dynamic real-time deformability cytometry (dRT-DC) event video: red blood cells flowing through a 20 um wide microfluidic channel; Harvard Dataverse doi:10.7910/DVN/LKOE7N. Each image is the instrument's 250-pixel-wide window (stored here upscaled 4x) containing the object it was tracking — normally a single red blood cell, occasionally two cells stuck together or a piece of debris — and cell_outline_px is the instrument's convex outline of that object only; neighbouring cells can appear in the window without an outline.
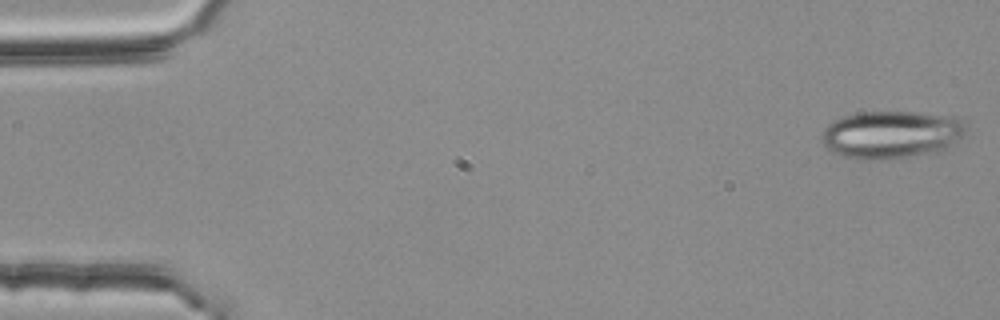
{"species": "common noctule bat (a hibernating species)", "species_latin": "Nyctalus noctula", "temperature_condition": "room temperature", "stored_images_in_passage": 53, "camera_frame_rate_fps": 3000, "um_per_image_px": 0.085, "animal": {"sex": "female", "body_mass_g": 25.1}, "frame": {"image": 1, "passage_image": 1, "time_ms": 0.0, "image_size_px": [1000, 320], "cell_outline_px": [[968, 120], [964, 132], [948, 148], [936, 152], [880, 160], [856, 160], [832, 152], [824, 144], [820, 136], [824, 128], [832, 120], [844, 116], [860, 112], [916, 112], [952, 116]], "centroid_in_image_um": [75.75, 11.43], "position_along_channel_um": 9.2, "area_um2": 40.34}}
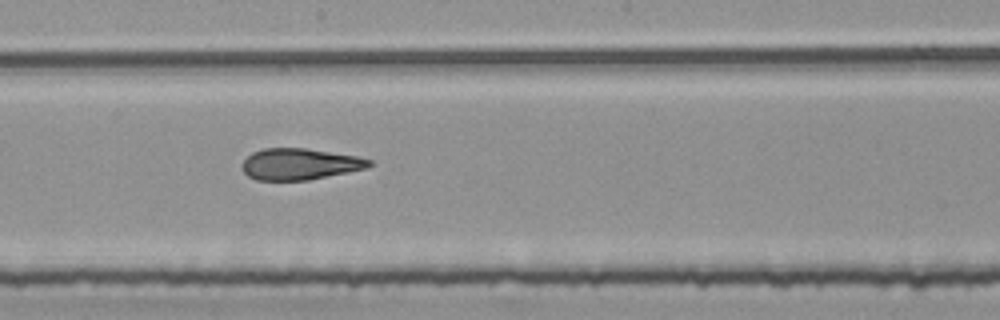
{"frame": {"image": 2, "passage_image": 29, "time_ms": 9.333, "image_size_px": [1000, 320], "cell_outline_px": [[372, 164], [368, 168], [308, 180], [256, 180], [248, 176], [244, 172], [244, 160], [252, 152], [264, 148], [304, 148], [356, 156], [372, 160]], "centroid_in_image_um": [25.49, 13.95], "position_along_channel_um": 222.7, "area_um2": 23.0}}
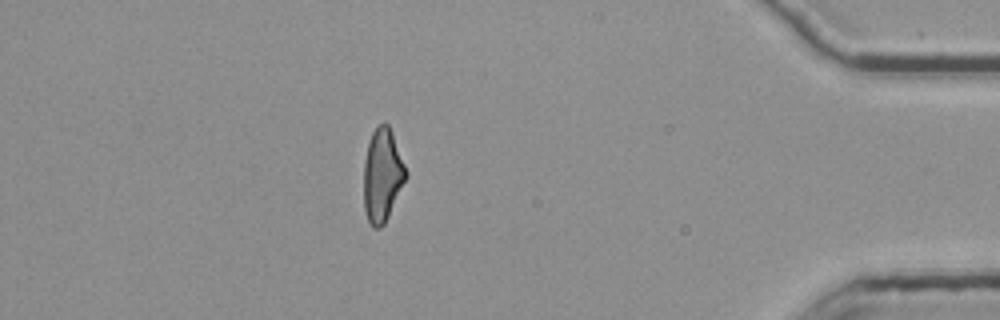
{"frame": {"image": 3, "passage_image": 47, "time_ms": 15.333, "image_size_px": [1000, 320], "cell_outline_px": [[408, 176], [384, 224], [380, 228], [372, 228], [368, 220], [364, 208], [364, 160], [368, 144], [372, 132], [384, 120], [388, 124], [392, 132], [408, 172]], "centroid_in_image_um": [32.51, 14.89], "position_along_channel_um": 402.7, "area_um2": 22.95}, "authors_computed_cell_mechanics": {"area_um2": 23.987, "velocity_mm_per_s": 3.7917, "shape_relaxation_time_tau1_ms": null, "shape_relaxation_time_tau2_ms": 2.7067, "deformation_change_tau1": null, "deformation_change_tau2": 0.1099}}